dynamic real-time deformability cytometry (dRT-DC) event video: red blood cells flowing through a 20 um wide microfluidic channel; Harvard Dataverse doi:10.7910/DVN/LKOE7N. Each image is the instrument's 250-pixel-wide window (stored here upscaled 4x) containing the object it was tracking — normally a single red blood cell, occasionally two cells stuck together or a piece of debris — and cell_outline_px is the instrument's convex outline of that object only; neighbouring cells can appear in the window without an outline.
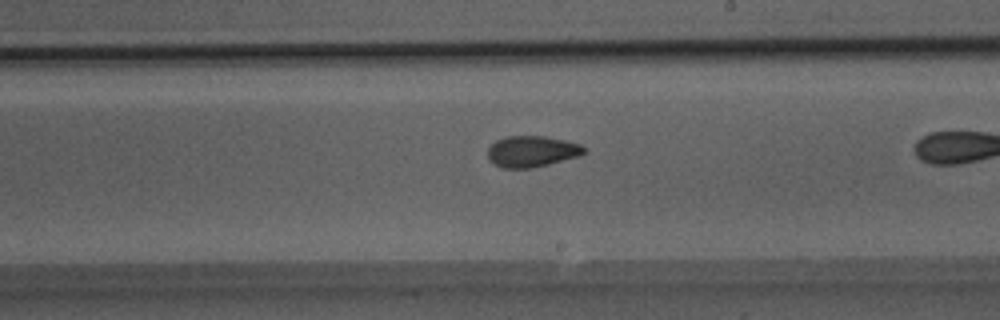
{"species": "Egyptian fruit bat (a non-hibernating species)", "species_latin": "Rousettus aegyptiacus", "temperature_condition": "room temperature", "stored_images_in_passage": 37, "camera_frame_rate_fps": 3000, "um_per_image_px": 0.085, "animal": {"sex": "male"}, "frame": {"image": 1, "passage_image": 27, "time_ms": 8.667, "image_size_px": [1000, 320], "cell_outline_px": [[588, 152], [580, 156], [532, 168], [500, 168], [488, 160], [488, 148], [496, 140], [504, 136], [544, 136], [564, 140], [580, 144], [588, 148]], "centroid_in_image_um": [45.22, 12.87], "position_along_channel_um": 243.8, "area_um2": 17.74}}